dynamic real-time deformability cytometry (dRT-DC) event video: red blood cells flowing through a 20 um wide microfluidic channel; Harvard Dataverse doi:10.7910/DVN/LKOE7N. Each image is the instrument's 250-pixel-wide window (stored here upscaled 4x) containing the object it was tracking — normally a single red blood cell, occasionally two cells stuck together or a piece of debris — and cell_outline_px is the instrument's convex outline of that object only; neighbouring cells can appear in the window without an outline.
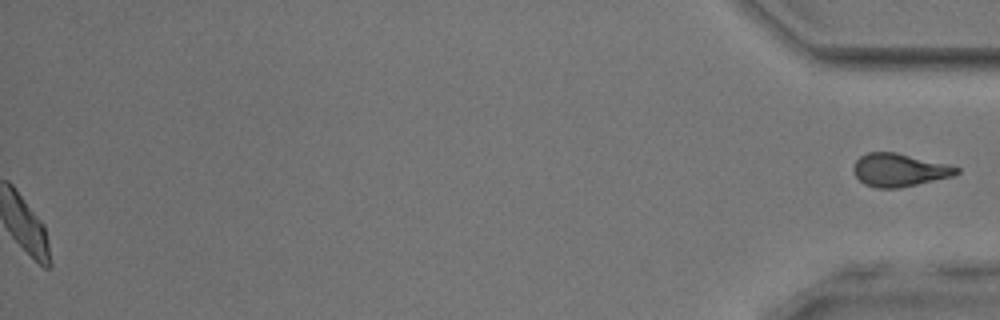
{"species": "common noctule bat (a hibernating species)", "species_latin": "Nyctalus noctula", "temperature_condition": "room temperature", "stored_images_in_passage": 48, "segment_of_instrument_passage": [2, 2], "camera_frame_rate_fps": 3000, "um_per_image_px": 0.085, "animal": {"sex": "male", "body_mass_g": 17.9, "forearm_length_mm": 54.2}, "frame": {"image": 1, "passage_image": 48, "time_ms": 15.667, "image_size_px": [1000, 320], "cell_outline_px": [[960, 172], [952, 176], [900, 188], [876, 188], [864, 184], [852, 172], [852, 168], [856, 160], [860, 156], [868, 152], [896, 152], [948, 164], [960, 168]], "centroid_in_image_um": [76.42, 14.45], "position_along_channel_um": 358.8, "area_um2": 19.88}}